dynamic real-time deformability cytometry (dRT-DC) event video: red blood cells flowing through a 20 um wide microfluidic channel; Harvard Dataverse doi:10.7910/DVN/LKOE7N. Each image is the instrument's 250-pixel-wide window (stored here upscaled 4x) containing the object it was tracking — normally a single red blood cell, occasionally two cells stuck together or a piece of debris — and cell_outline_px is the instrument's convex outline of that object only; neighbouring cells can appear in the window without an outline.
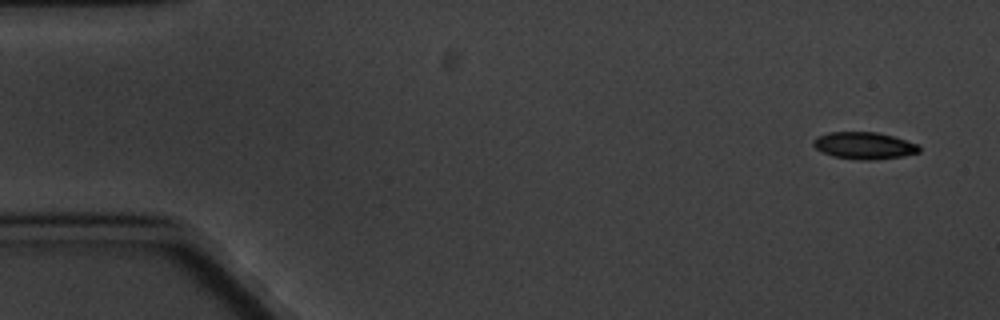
{"species": "common noctule bat (a hibernating species)", "species_latin": "Nyctalus noctula", "temperature_condition": "cold", "stored_images_in_passage": 5, "camera_frame_rate_fps": 3000, "um_per_image_px": 0.085, "animal": {"sex": "male", "body_mass_g": 20.1, "forearm_length_mm": 53.5}, "frame": {"image": 1, "passage_image": 1, "time_ms": 0.0, "image_size_px": [1000, 320], "cell_outline_px": [[920, 152], [900, 156], [872, 160], [860, 160], [832, 156], [820, 152], [812, 144], [812, 140], [816, 136], [828, 132], [876, 132], [892, 136], [916, 144], [920, 148]], "centroid_in_image_um": [73.37, 12.37], "position_along_channel_um": 11.6, "area_um2": 16.59}}
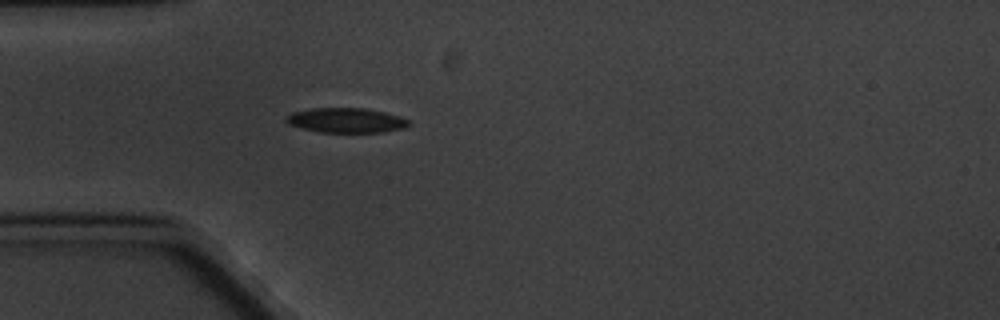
{"frame": {"image": 2, "passage_image": 5, "time_ms": 4.667, "image_size_px": [1000, 320], "cell_outline_px": [[408, 124], [404, 128], [384, 132], [320, 132], [288, 124], [284, 120], [284, 116], [292, 112], [312, 108], [364, 108], [384, 112], [400, 116], [408, 120]], "centroid_in_image_um": [29.38, 10.22], "position_along_channel_um": 55.6, "area_um2": 17.63}}